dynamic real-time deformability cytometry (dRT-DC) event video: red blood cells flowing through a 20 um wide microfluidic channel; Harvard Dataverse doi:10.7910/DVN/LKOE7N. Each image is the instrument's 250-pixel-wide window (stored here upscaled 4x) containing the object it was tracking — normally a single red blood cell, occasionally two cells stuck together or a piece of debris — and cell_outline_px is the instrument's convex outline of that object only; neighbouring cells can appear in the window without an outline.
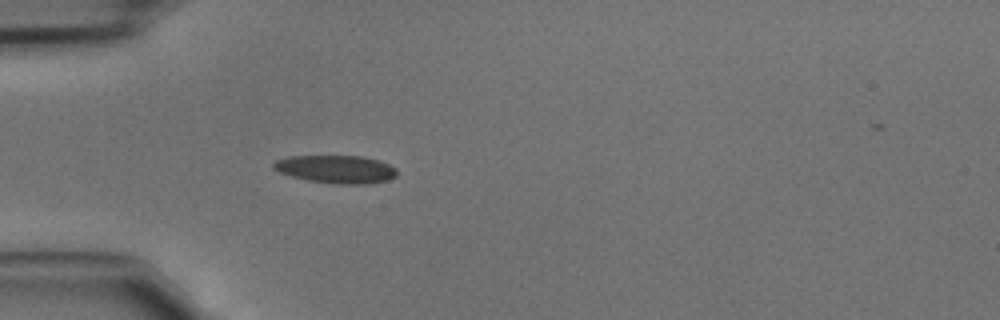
{"species": "common noctule bat (a hibernating species)", "species_latin": "Nyctalus noctula", "temperature_condition": "cold", "stored_images_in_passage": 27, "camera_frame_rate_fps": 3000, "um_per_image_px": 0.085, "animal": {"sex": "male", "body_mass_g": 15.6}, "frame": {"image": 1, "passage_image": 1, "time_ms": 0.0, "image_size_px": [1000, 320], "cell_outline_px": [[396, 176], [388, 180], [372, 184], [340, 184], [308, 180], [292, 176], [280, 172], [272, 168], [272, 164], [276, 160], [288, 156], [360, 156], [380, 160], [396, 168]], "centroid_in_image_um": [28.58, 14.38], "position_along_channel_um": 56.4, "area_um2": 20.11}}
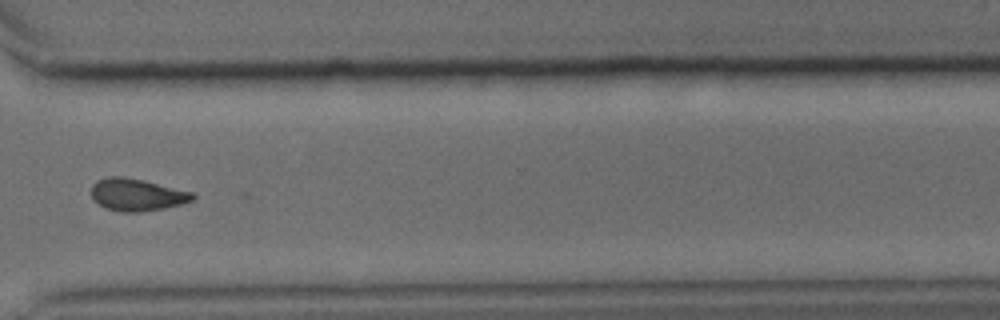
{"frame": {"image": 2, "passage_image": 22, "time_ms": 7.0, "image_size_px": [1000, 320], "cell_outline_px": [[196, 196], [192, 200], [180, 204], [164, 208], [144, 212], [120, 212], [104, 208], [92, 196], [92, 184], [96, 180], [112, 176], [120, 176], [140, 180], [192, 192]], "centroid_in_image_um": [11.61, 16.57], "position_along_channel_um": 359.0, "area_um2": 18.73}}
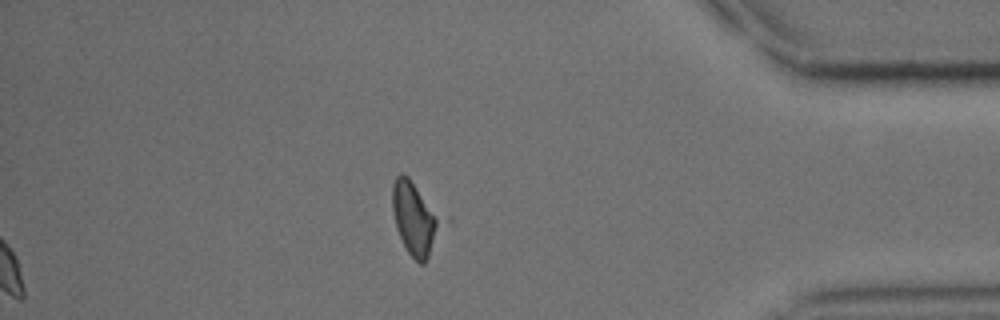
{"frame": {"image": 3, "passage_image": 27, "time_ms": 8.667, "image_size_px": [1000, 320], "cell_outline_px": [[440, 224], [428, 256], [424, 264], [420, 264], [408, 252], [396, 228], [392, 208], [392, 184], [396, 176], [400, 172], [404, 172], [408, 176], [440, 220]], "centroid_in_image_um": [35.15, 18.54], "position_along_channel_um": 400.0, "area_um2": 19.42}}